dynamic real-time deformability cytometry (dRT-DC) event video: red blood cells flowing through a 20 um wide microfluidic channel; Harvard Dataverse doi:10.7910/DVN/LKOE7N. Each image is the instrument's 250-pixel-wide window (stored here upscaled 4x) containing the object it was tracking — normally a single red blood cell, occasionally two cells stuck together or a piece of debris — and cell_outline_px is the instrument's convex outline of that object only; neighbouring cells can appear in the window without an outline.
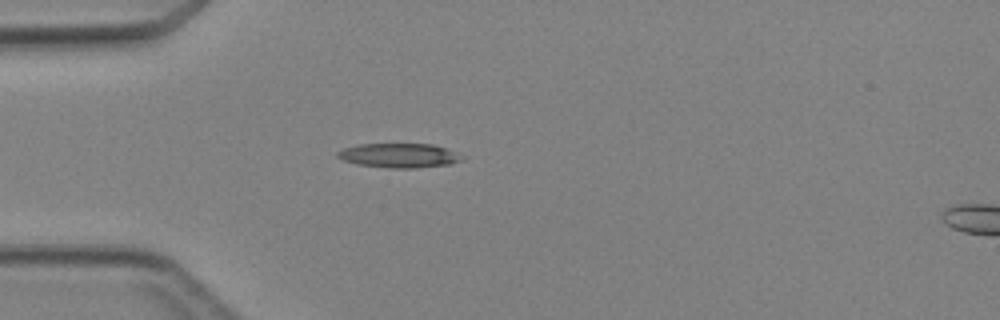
{"species": "Egyptian fruit bat (a non-hibernating species)", "species_latin": "Rousettus aegyptiacus", "temperature_condition": "cold", "stored_images_in_passage": 1, "camera_frame_rate_fps": 3000, "um_per_image_px": 0.085, "animal": {"sex": "female"}, "frame": {"image": 1, "passage_image": 1, "time_ms": 0.0, "image_size_px": [1000, 320], "cell_outline_px": [[464, 160], [452, 164], [416, 168], [388, 168], [356, 164], [344, 160], [336, 156], [336, 152], [344, 148], [360, 144], [432, 144], [444, 148], [464, 156]], "centroid_in_image_um": [33.94, 13.22], "position_along_channel_um": 51.1, "area_um2": 17.69}}